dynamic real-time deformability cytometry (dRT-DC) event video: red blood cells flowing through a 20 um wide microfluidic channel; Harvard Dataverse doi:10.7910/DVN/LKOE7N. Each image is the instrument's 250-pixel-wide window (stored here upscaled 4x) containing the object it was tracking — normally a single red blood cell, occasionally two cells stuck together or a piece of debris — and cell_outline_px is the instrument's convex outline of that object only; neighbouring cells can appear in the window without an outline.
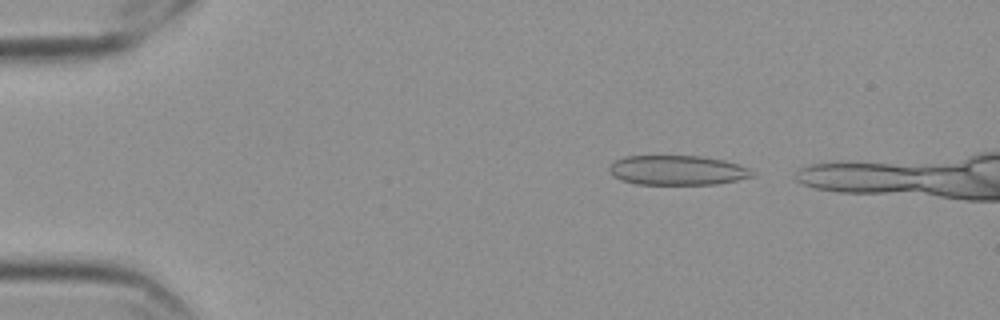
{"species": "Egyptian fruit bat (a non-hibernating species)", "species_latin": "Rousettus aegyptiacus", "temperature_condition": "cold", "stored_images_in_passage": 11, "camera_frame_rate_fps": 3000, "um_per_image_px": 0.085, "frame": {"image": 1, "passage_image": 4, "time_ms": 1.0, "image_size_px": [1000, 320], "cell_outline_px": [[756, 172], [752, 176], [736, 180], [716, 184], [636, 184], [620, 180], [612, 176], [608, 168], [616, 160], [624, 156], [700, 156], [724, 160], [740, 164]], "centroid_in_image_um": [57.57, 14.47], "position_along_channel_um": 27.4, "area_um2": 24.74}}